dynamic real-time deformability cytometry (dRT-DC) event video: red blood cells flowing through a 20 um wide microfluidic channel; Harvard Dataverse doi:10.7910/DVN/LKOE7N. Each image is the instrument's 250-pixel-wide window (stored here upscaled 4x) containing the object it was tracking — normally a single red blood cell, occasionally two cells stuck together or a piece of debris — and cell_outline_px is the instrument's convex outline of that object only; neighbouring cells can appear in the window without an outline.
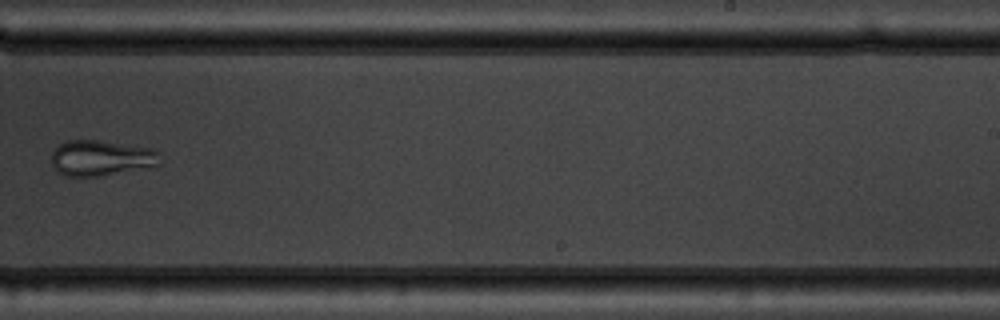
{"species": "common noctule bat (a hibernating species)", "species_latin": "Nyctalus noctula", "temperature_condition": "warm", "stored_images_in_passage": 10, "camera_frame_rate_fps": 3000, "um_per_image_px": 0.085, "animal": {"sex": "male", "body_mass_g": 19.5, "forearm_length_mm": 54.6}, "frame": {"image": 1, "passage_image": 9, "time_ms": 9.0, "image_size_px": [1000, 320], "cell_outline_px": [[160, 164], [152, 168], [104, 176], [64, 176], [52, 168], [52, 152], [64, 140], [100, 140], [152, 148], [160, 152]], "centroid_in_image_um": [8.65, 13.44], "position_along_channel_um": 280.4, "area_um2": 23.18}}
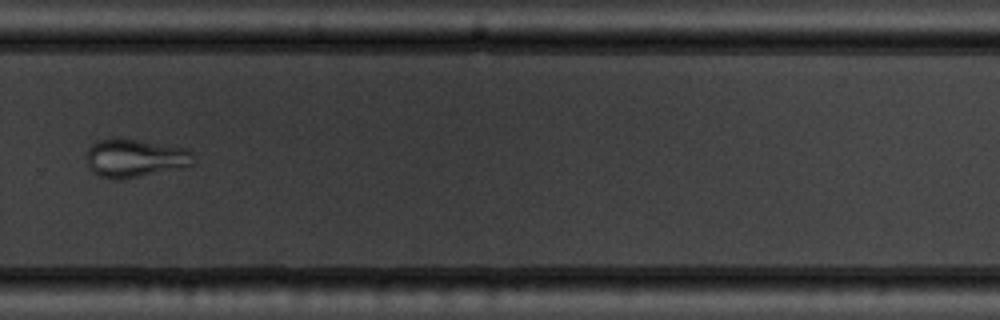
{"frame": {"image": 2, "passage_image": 10, "time_ms": 10.0, "image_size_px": [1000, 320], "cell_outline_px": [[192, 164], [124, 180], [116, 180], [100, 176], [92, 172], [88, 168], [88, 148], [96, 140], [136, 140], [188, 148], [192, 152]], "centroid_in_image_um": [11.44, 13.46], "position_along_channel_um": 318.4, "area_um2": 23.24}}